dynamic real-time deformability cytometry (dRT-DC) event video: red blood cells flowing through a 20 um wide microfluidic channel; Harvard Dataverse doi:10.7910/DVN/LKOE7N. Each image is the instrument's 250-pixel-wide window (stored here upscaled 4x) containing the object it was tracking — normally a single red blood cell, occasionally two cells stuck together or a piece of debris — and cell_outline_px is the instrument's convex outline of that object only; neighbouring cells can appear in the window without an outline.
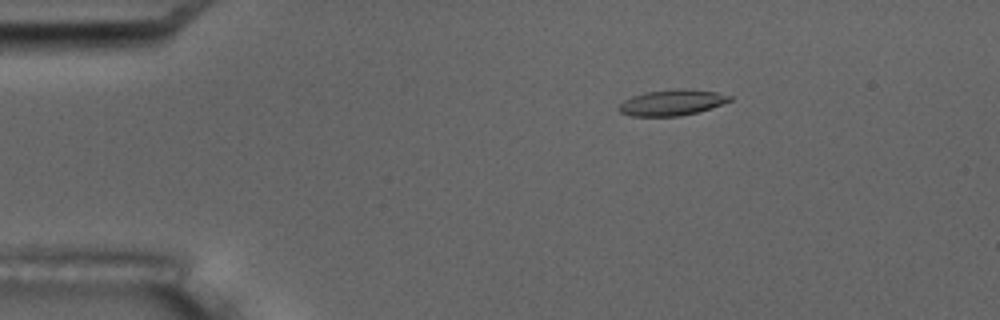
{"species": "common noctule bat (a hibernating species)", "species_latin": "Nyctalus noctula", "temperature_condition": "room temperature", "stored_images_in_passage": 2, "camera_frame_rate_fps": 3000, "um_per_image_px": 0.085, "animal": {"sex": "male", "body_mass_g": 17.5, "forearm_length_mm": 52.3}, "frame": {"image": 1, "passage_image": 1, "time_ms": 0.0, "image_size_px": [1000, 320], "cell_outline_px": [[732, 100], [696, 112], [680, 116], [632, 116], [620, 112], [616, 108], [624, 100], [632, 96], [644, 92], [676, 88], [684, 88], [716, 92], [732, 96]], "centroid_in_image_um": [57.07, 8.7], "position_along_channel_um": 27.9, "area_um2": 16.65}}